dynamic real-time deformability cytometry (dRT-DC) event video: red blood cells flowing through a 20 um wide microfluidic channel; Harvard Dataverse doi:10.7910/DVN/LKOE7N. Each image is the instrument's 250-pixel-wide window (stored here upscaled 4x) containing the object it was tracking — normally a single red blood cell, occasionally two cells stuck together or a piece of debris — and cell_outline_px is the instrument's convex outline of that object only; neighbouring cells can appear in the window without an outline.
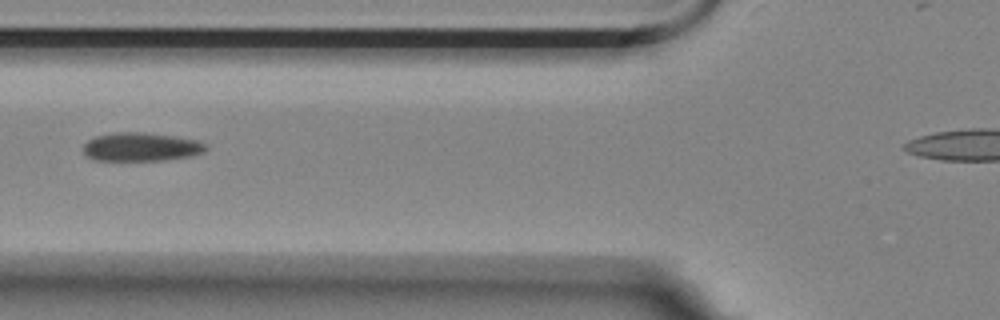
{"species": "Egyptian fruit bat (a non-hibernating species)", "species_latin": "Rousettus aegyptiacus", "temperature_condition": "room temperature", "stored_images_in_passage": 2, "camera_frame_rate_fps": 3000, "um_per_image_px": 0.085, "animal": {"sex": "female"}, "frame": {"image": 1, "passage_image": 2, "time_ms": 0.333, "image_size_px": [1000, 320], "cell_outline_px": [[208, 148], [204, 152], [188, 156], [164, 160], [96, 160], [88, 156], [84, 152], [84, 144], [88, 140], [96, 136], [116, 132], [140, 132], [172, 136], [196, 140], [208, 144]], "centroid_in_image_um": [12.01, 12.48], "position_along_channel_um": 113.8, "area_um2": 20.17}}